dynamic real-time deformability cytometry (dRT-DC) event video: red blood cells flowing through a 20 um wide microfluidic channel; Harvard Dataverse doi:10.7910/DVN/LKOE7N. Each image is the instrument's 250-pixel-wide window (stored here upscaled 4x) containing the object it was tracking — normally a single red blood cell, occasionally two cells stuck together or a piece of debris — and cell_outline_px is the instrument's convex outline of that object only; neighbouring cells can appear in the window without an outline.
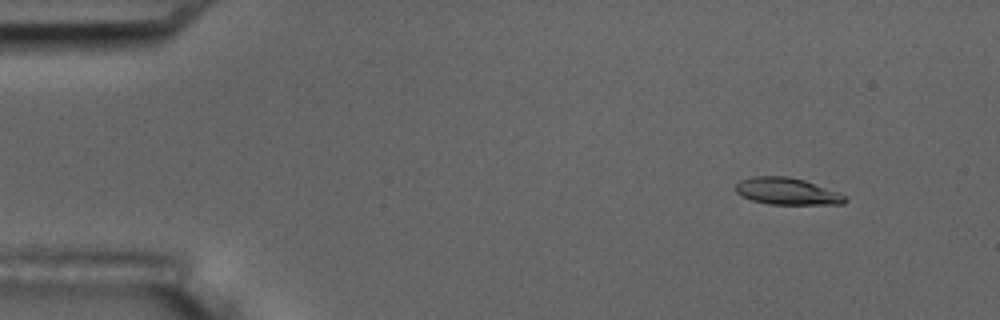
{"species": "common noctule bat (a hibernating species)", "species_latin": "Nyctalus noctula", "temperature_condition": "room temperature", "stored_images_in_passage": 5, "camera_frame_rate_fps": 3000, "um_per_image_px": 0.085, "animal": {"sex": "male", "body_mass_g": 17.5, "forearm_length_mm": 52.3}, "frame": {"image": 1, "passage_image": 2, "time_ms": 1.333, "image_size_px": [1000, 320], "cell_outline_px": [[848, 200], [844, 204], [768, 204], [752, 200], [736, 192], [736, 184], [740, 180], [752, 176], [788, 176], [804, 180], [848, 196]], "centroid_in_image_um": [66.91, 16.26], "position_along_channel_um": 18.1, "area_um2": 17.05}}